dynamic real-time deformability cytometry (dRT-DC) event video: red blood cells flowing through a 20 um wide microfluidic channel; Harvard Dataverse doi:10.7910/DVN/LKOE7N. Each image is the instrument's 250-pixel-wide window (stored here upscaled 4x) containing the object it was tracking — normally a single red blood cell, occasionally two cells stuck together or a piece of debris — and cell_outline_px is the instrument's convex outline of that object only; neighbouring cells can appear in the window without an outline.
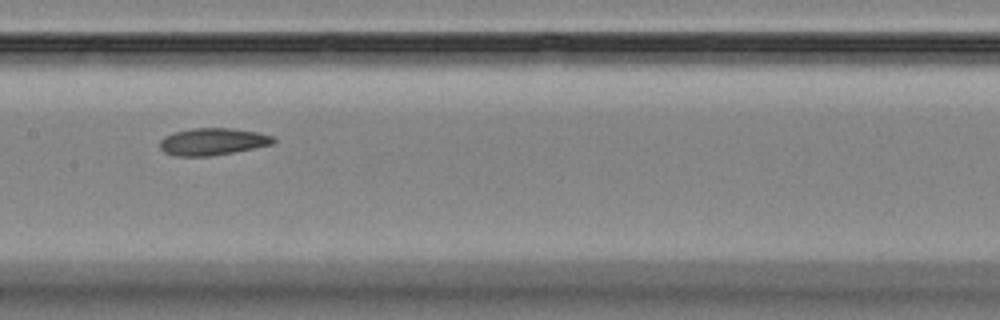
{"species": "Egyptian fruit bat (a non-hibernating species)", "species_latin": "Rousettus aegyptiacus", "temperature_condition": "room temperature", "stored_images_in_passage": 10, "camera_frame_rate_fps": 3000, "um_per_image_px": 0.085, "animal": {"sex": "female"}, "frame": {"image": 1, "passage_image": 7, "time_ms": 7.0, "image_size_px": [1000, 320], "cell_outline_px": [[276, 140], [272, 144], [212, 156], [176, 156], [164, 152], [160, 148], [160, 140], [164, 136], [172, 132], [192, 128], [232, 128], [256, 132], [272, 136]], "centroid_in_image_um": [18.02, 12.03], "position_along_channel_um": 189.4, "area_um2": 17.86}}
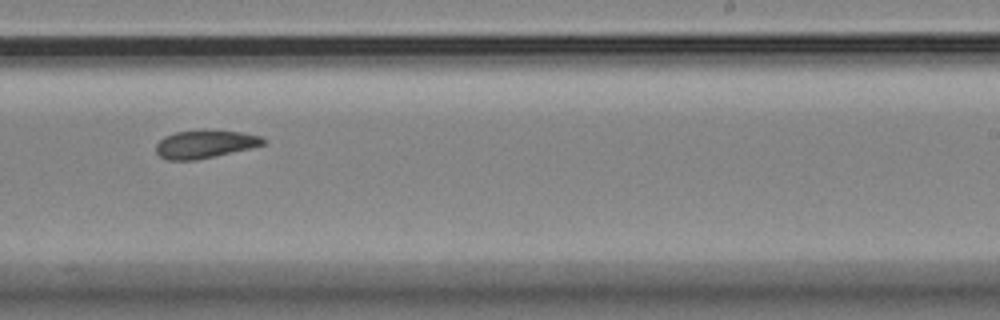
{"frame": {"image": 2, "passage_image": 9, "time_ms": 9.333, "image_size_px": [1000, 320], "cell_outline_px": [[268, 140], [264, 144], [248, 148], [196, 160], [168, 160], [160, 156], [156, 152], [156, 144], [164, 136], [176, 132], [204, 128], [240, 132], [260, 136]], "centroid_in_image_um": [17.39, 12.22], "position_along_channel_um": 271.6, "area_um2": 17.63}}
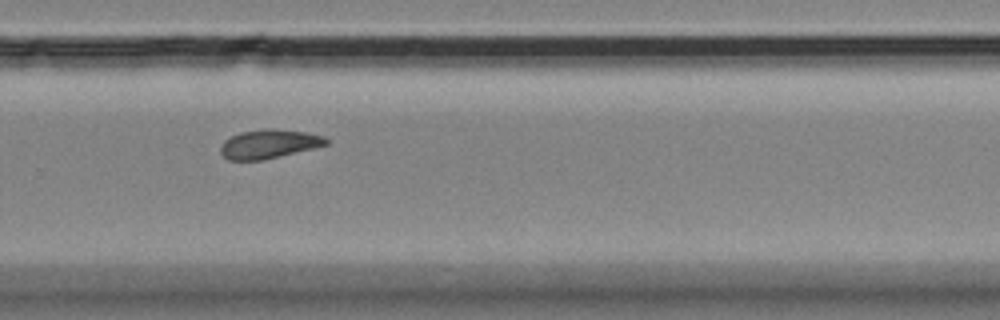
{"frame": {"image": 3, "passage_image": 10, "time_ms": 10.333, "image_size_px": [1000, 320], "cell_outline_px": [[328, 144], [264, 160], [228, 160], [220, 152], [220, 148], [224, 140], [240, 132], [264, 128], [272, 128], [304, 132], [324, 136], [328, 140]], "centroid_in_image_um": [22.83, 12.23], "position_along_channel_um": 307.0, "area_um2": 17.69}}